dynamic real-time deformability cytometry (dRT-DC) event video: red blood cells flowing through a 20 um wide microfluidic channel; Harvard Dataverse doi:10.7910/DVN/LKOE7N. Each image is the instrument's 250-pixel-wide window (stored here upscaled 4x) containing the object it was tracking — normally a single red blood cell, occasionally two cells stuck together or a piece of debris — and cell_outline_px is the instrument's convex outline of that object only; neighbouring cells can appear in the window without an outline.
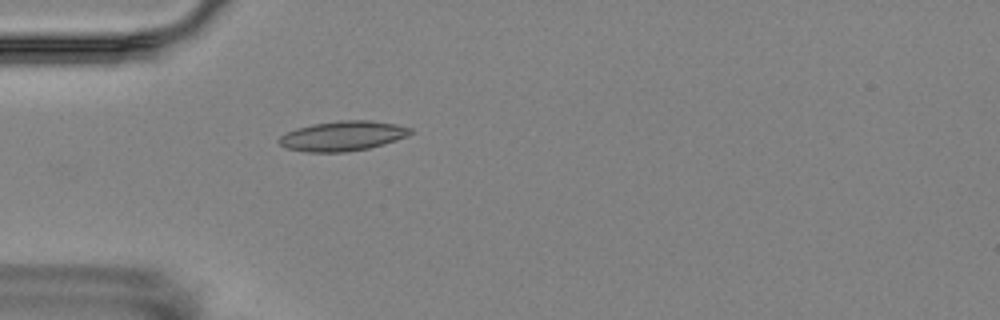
{"species": "Egyptian fruit bat (a non-hibernating species)", "species_latin": "Rousettus aegyptiacus", "temperature_condition": "room temperature", "stored_images_in_passage": 5, "camera_frame_rate_fps": 3000, "um_per_image_px": 0.085, "animal": {"sex": "female"}, "frame": {"image": 1, "passage_image": 5, "time_ms": 4.667, "image_size_px": [1000, 320], "cell_outline_px": [[412, 132], [408, 136], [384, 144], [368, 148], [348, 152], [308, 152], [288, 148], [280, 144], [276, 140], [280, 136], [296, 128], [312, 124], [336, 120], [372, 120], [396, 124], [412, 128]], "centroid_in_image_um": [29.14, 11.55], "position_along_channel_um": 55.9, "area_um2": 22.95}}